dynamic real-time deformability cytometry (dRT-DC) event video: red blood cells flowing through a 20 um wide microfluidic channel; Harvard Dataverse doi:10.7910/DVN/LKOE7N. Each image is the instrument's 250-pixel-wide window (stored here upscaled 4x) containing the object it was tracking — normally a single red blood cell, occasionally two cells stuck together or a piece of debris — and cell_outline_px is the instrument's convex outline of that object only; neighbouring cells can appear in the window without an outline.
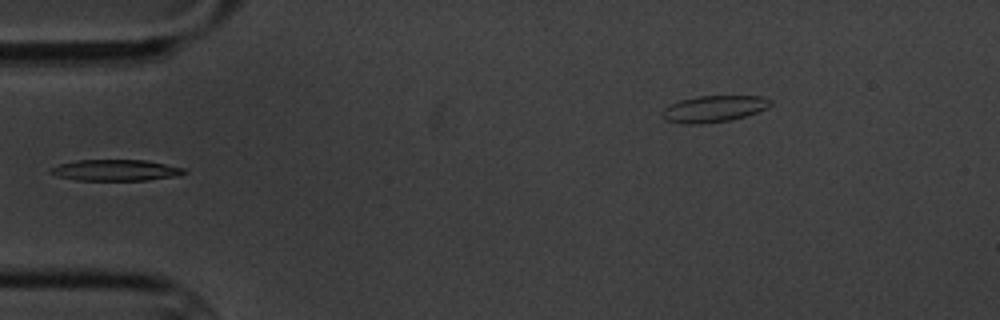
{"species": "common noctule bat (a hibernating species)", "species_latin": "Nyctalus noctula", "temperature_condition": "cold", "stored_images_in_passage": 6, "camera_frame_rate_fps": 3000, "um_per_image_px": 0.085, "animal": {"sex": "male", "body_mass_g": 20.1, "forearm_length_mm": 53.5}, "frame": {"image": 1, "passage_image": 6, "time_ms": 6.667, "image_size_px": [1000, 320], "cell_outline_px": [[188, 172], [176, 176], [148, 180], [76, 180], [56, 176], [48, 172], [48, 168], [60, 164], [76, 160], [144, 160], [184, 168]], "centroid_in_image_um": [9.78, 14.47], "position_along_channel_um": 75.2, "area_um2": 16.47}}